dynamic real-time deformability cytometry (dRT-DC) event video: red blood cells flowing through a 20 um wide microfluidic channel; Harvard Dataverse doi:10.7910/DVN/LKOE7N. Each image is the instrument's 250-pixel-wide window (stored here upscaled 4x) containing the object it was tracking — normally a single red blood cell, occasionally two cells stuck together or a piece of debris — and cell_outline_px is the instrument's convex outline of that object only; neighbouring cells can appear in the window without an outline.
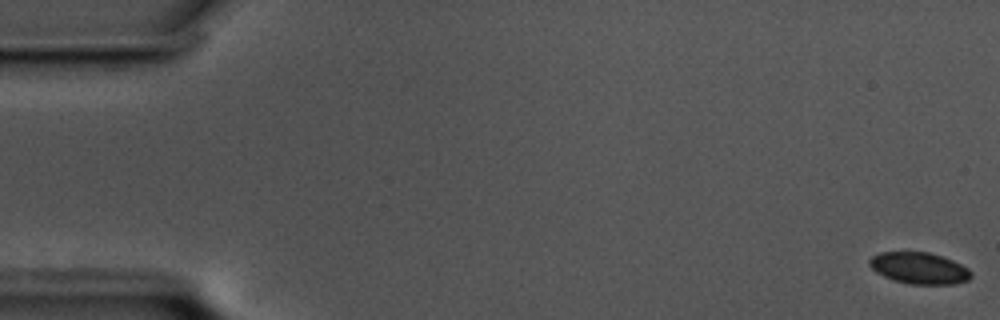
{"species": "common noctule bat (a hibernating species)", "species_latin": "Nyctalus noctula", "temperature_condition": "cold", "stored_images_in_passage": 59, "camera_frame_rate_fps": 3000, "um_per_image_px": 0.085, "animal": {"sex": "male", "body_mass_g": 17.5, "forearm_length_mm": 52.3}, "frame": {"image": 1, "passage_image": 1, "time_ms": 0.0, "image_size_px": [1000, 320], "cell_outline_px": [[972, 276], [968, 280], [956, 284], [912, 284], [896, 280], [884, 276], [876, 272], [868, 264], [868, 260], [872, 256], [880, 252], [928, 252], [952, 260], [968, 268], [972, 272]], "centroid_in_image_um": [78.14, 22.79], "position_along_channel_um": 6.9, "area_um2": 18.55}}
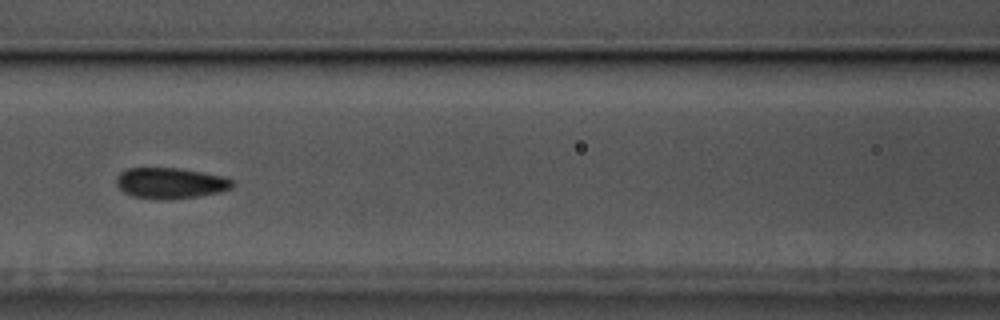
{"frame": {"image": 2, "passage_image": 26, "time_ms": 8.333, "image_size_px": [1000, 320], "cell_outline_px": [[232, 188], [220, 192], [200, 196], [132, 196], [124, 192], [116, 184], [116, 180], [120, 172], [128, 168], [176, 168], [224, 176], [232, 180]], "centroid_in_image_um": [14.5, 15.51], "position_along_channel_um": 152.1, "area_um2": 19.77}}
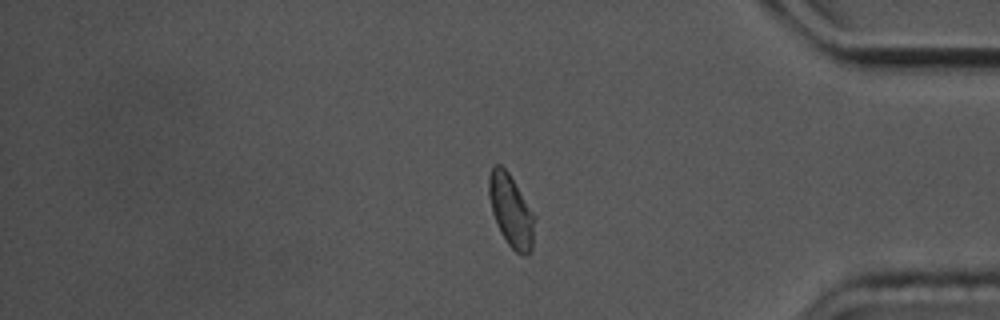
{"frame": {"image": 3, "passage_image": 49, "time_ms": 16.0, "image_size_px": [1000, 320], "cell_outline_px": [[536, 216], [532, 252], [528, 256], [524, 256], [516, 252], [508, 244], [500, 232], [496, 224], [492, 212], [488, 196], [488, 176], [492, 164], [500, 164], [508, 172]], "centroid_in_image_um": [43.44, 17.93], "position_along_channel_um": 391.8, "area_um2": 19.71}, "authors_computed_cell_mechanics": {"area_um2": 19.941, "velocity_mm_per_s": 3.4526, "shape_relaxation_time_tau1_ms": null, "shape_relaxation_time_tau2_ms": 2.0913, "deformation_change_tau1": null, "deformation_change_tau2": 0.0378}}